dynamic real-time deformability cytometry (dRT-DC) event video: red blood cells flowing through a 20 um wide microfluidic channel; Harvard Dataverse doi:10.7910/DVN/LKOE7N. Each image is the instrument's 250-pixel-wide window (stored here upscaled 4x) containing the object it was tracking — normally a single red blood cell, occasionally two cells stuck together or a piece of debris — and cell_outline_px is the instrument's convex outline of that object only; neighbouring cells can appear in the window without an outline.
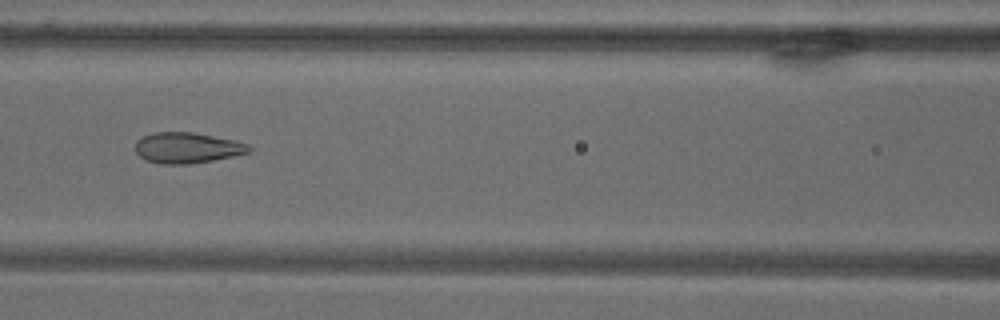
{"species": "common noctule bat (a hibernating species)", "species_latin": "Nyctalus noctula", "temperature_condition": "warm", "stored_images_in_passage": 9, "camera_frame_rate_fps": 3000, "um_per_image_px": 0.085, "animal": {"sex": "male", "body_mass_g": 18.8}, "frame": {"image": 1, "passage_image": 8, "time_ms": 9.667, "image_size_px": [1000, 320], "cell_outline_px": [[252, 152], [212, 160], [188, 164], [160, 164], [144, 160], [136, 152], [136, 140], [144, 136], [156, 132], [192, 132], [236, 140], [248, 144], [252, 148]], "centroid_in_image_um": [15.92, 12.56], "position_along_channel_um": 150.7, "area_um2": 20.4}}